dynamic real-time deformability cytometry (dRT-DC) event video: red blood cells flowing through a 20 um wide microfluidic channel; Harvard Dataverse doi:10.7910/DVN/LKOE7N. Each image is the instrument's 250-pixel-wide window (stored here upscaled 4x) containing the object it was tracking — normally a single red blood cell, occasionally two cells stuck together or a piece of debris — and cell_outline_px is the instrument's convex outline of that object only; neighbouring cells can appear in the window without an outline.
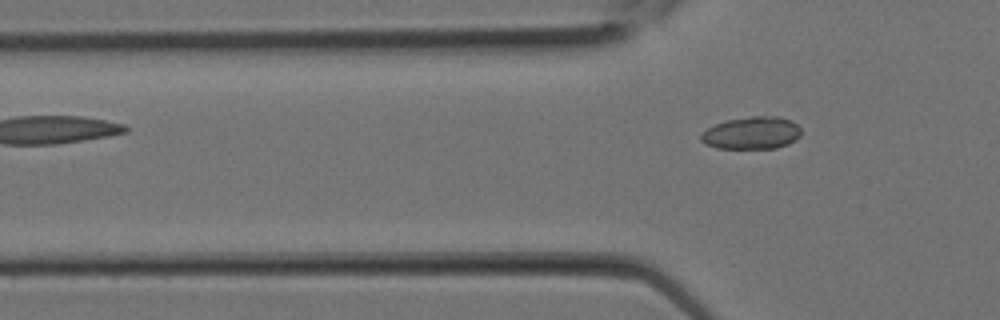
{"species": "Egyptian fruit bat (a non-hibernating species)", "species_latin": "Rousettus aegyptiacus", "temperature_condition": "room temperature", "stored_images_in_passage": 3, "camera_frame_rate_fps": 3000, "um_per_image_px": 0.085, "animal": {"sex": "female"}, "frame": {"image": 1, "passage_image": 3, "time_ms": 0.667, "image_size_px": [1000, 320], "cell_outline_px": [[800, 136], [796, 140], [788, 144], [776, 148], [716, 148], [704, 144], [700, 140], [700, 132], [716, 124], [728, 120], [752, 116], [780, 116], [792, 120], [800, 128]], "centroid_in_image_um": [63.89, 11.3], "position_along_channel_um": 61.9, "area_um2": 19.07}}